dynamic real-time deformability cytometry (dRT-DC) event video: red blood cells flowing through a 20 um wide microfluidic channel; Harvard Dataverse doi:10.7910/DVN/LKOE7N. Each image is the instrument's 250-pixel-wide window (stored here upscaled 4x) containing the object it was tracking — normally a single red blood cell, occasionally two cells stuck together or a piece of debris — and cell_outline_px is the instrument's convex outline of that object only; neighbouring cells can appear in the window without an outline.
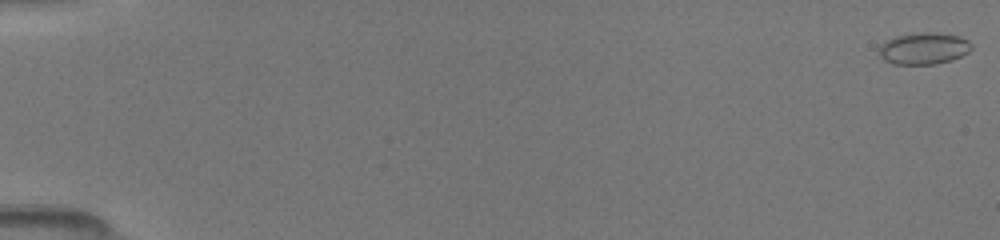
{"species": "common noctule bat (a hibernating species)", "species_latin": "Nyctalus noctula", "temperature_condition": "room temperature", "stored_images_in_passage": 48, "camera_frame_rate_fps": 3000, "um_per_image_px": 0.085, "animal": {"sex": "female", "body_mass_g": 19.5, "forearm_length_mm": 54.1}, "frame": {"image": 1, "passage_image": 1, "time_ms": 0.0, "image_size_px": [1000, 240], "cell_outline_px": [[972, 48], [968, 52], [952, 60], [936, 64], [892, 64], [884, 60], [880, 56], [880, 44], [884, 40], [896, 36], [916, 32], [936, 32], [960, 36], [968, 40], [972, 44]], "centroid_in_image_um": [78.52, 4.1], "position_along_channel_um": 6.5, "area_um2": 17.34}}
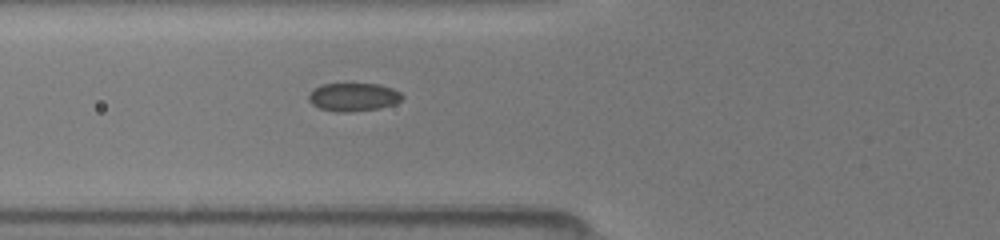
{"frame": {"image": 2, "passage_image": 23, "time_ms": 6.333, "image_size_px": [1000, 240], "cell_outline_px": [[404, 96], [400, 100], [392, 104], [380, 108], [348, 112], [336, 112], [320, 108], [312, 104], [308, 100], [308, 96], [320, 84], [380, 84], [392, 88], [400, 92]], "centroid_in_image_um": [30.04, 8.25], "position_along_channel_um": 95.8, "area_um2": 15.26}}
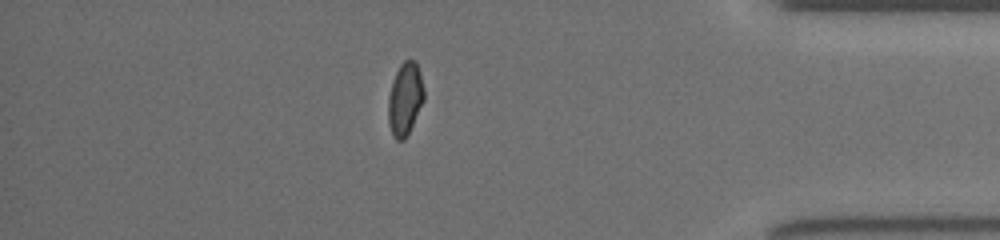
{"frame": {"image": 3, "passage_image": 41, "time_ms": 14.333, "image_size_px": [1000, 240], "cell_outline_px": [[424, 100], [404, 140], [396, 140], [392, 136], [388, 124], [388, 96], [392, 80], [400, 64], [404, 60], [416, 60], [424, 88]], "centroid_in_image_um": [34.41, 8.4], "position_along_channel_um": 400.8, "area_um2": 15.2}}